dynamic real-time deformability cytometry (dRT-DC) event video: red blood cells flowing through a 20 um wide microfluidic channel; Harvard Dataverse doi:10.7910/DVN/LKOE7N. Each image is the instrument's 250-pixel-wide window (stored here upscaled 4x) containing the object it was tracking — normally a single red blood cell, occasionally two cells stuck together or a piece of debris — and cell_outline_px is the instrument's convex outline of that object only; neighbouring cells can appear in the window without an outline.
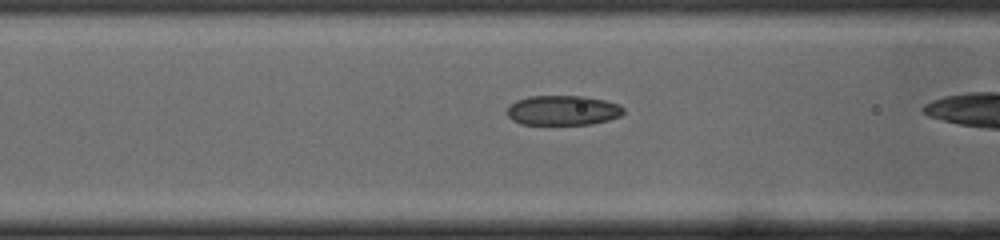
{"species": "common noctule bat (a hibernating species)", "species_latin": "Nyctalus noctula", "temperature_condition": "cold", "stored_images_in_passage": 24, "camera_frame_rate_fps": 3000, "um_per_image_px": 0.085, "animal": {"sex": "male", "body_mass_g": 19.0, "forearm_length_mm": 50.8}, "frame": {"image": 1, "passage_image": 4, "time_ms": 1.0, "image_size_px": [1000, 240], "cell_outline_px": [[624, 112], [620, 116], [608, 120], [592, 124], [520, 124], [512, 120], [508, 116], [508, 108], [516, 100], [528, 96], [584, 96], [604, 100], [616, 104], [624, 108]], "centroid_in_image_um": [47.84, 9.38], "position_along_channel_um": 118.8, "area_um2": 20.11}}
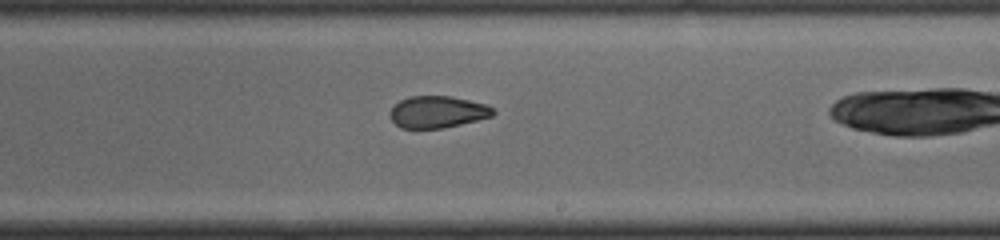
{"frame": {"image": 2, "passage_image": 14, "time_ms": 4.333, "image_size_px": [1000, 240], "cell_outline_px": [[496, 112], [492, 116], [444, 128], [400, 128], [392, 120], [392, 108], [400, 100], [408, 96], [452, 96], [484, 104], [492, 108]], "centroid_in_image_um": [37.19, 9.51], "position_along_channel_um": 251.8, "area_um2": 18.84}}
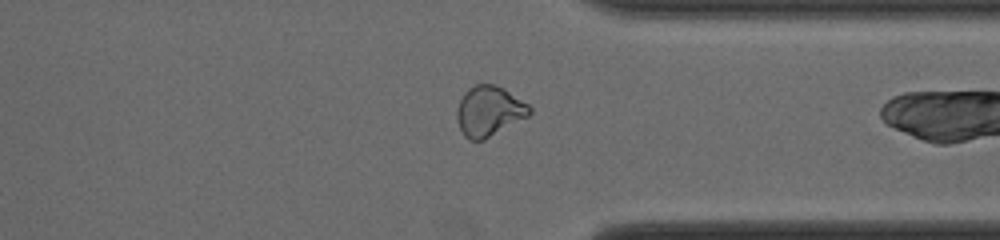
{"frame": {"image": 3, "passage_image": 23, "time_ms": 7.333, "image_size_px": [1000, 240], "cell_outline_px": [[532, 112], [528, 116], [484, 140], [468, 140], [464, 136], [456, 120], [456, 112], [460, 100], [464, 92], [468, 88], [476, 84], [492, 84], [504, 88], [528, 104], [532, 108]], "centroid_in_image_um": [41.56, 9.44], "position_along_channel_um": 369.8, "area_um2": 21.27}}